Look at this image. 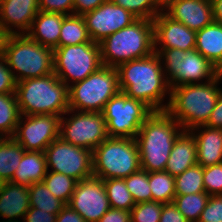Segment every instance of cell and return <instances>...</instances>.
I'll return each instance as SVG.
<instances>
[{"instance_id":"2e32d148","label":"cell","mask_w":222,"mask_h":222,"mask_svg":"<svg viewBox=\"0 0 222 222\" xmlns=\"http://www.w3.org/2000/svg\"><path fill=\"white\" fill-rule=\"evenodd\" d=\"M89 36L100 43L109 35L131 25L138 18L121 6L107 0L93 11L82 16Z\"/></svg>"},{"instance_id":"8fae6325","label":"cell","mask_w":222,"mask_h":222,"mask_svg":"<svg viewBox=\"0 0 222 222\" xmlns=\"http://www.w3.org/2000/svg\"><path fill=\"white\" fill-rule=\"evenodd\" d=\"M74 113V114H73ZM60 120V136L64 141L93 151L108 138L107 124L101 112L69 109Z\"/></svg>"},{"instance_id":"7a4b0ae2","label":"cell","mask_w":222,"mask_h":222,"mask_svg":"<svg viewBox=\"0 0 222 222\" xmlns=\"http://www.w3.org/2000/svg\"><path fill=\"white\" fill-rule=\"evenodd\" d=\"M222 72L210 82L186 84L170 88L166 111L182 126L190 131L205 125L220 94L219 82Z\"/></svg>"},{"instance_id":"4dcf8cb0","label":"cell","mask_w":222,"mask_h":222,"mask_svg":"<svg viewBox=\"0 0 222 222\" xmlns=\"http://www.w3.org/2000/svg\"><path fill=\"white\" fill-rule=\"evenodd\" d=\"M209 195L206 192L176 195L173 203L189 222H198L201 212L206 207Z\"/></svg>"},{"instance_id":"d4e9b609","label":"cell","mask_w":222,"mask_h":222,"mask_svg":"<svg viewBox=\"0 0 222 222\" xmlns=\"http://www.w3.org/2000/svg\"><path fill=\"white\" fill-rule=\"evenodd\" d=\"M46 173L44 152L25 151L11 182L29 187L33 183L42 182Z\"/></svg>"},{"instance_id":"ee69618b","label":"cell","mask_w":222,"mask_h":222,"mask_svg":"<svg viewBox=\"0 0 222 222\" xmlns=\"http://www.w3.org/2000/svg\"><path fill=\"white\" fill-rule=\"evenodd\" d=\"M98 222H131L130 211L110 208Z\"/></svg>"},{"instance_id":"277c9868","label":"cell","mask_w":222,"mask_h":222,"mask_svg":"<svg viewBox=\"0 0 222 222\" xmlns=\"http://www.w3.org/2000/svg\"><path fill=\"white\" fill-rule=\"evenodd\" d=\"M15 93L21 115L62 117L69 110V87L54 72L17 82Z\"/></svg>"},{"instance_id":"d6a6232c","label":"cell","mask_w":222,"mask_h":222,"mask_svg":"<svg viewBox=\"0 0 222 222\" xmlns=\"http://www.w3.org/2000/svg\"><path fill=\"white\" fill-rule=\"evenodd\" d=\"M111 208L131 211L135 202L121 178L103 180Z\"/></svg>"},{"instance_id":"44dd1931","label":"cell","mask_w":222,"mask_h":222,"mask_svg":"<svg viewBox=\"0 0 222 222\" xmlns=\"http://www.w3.org/2000/svg\"><path fill=\"white\" fill-rule=\"evenodd\" d=\"M29 208V188L11 181L6 182L0 191V216L7 220L1 222H21L18 221L19 217L24 218Z\"/></svg>"},{"instance_id":"5bb4252c","label":"cell","mask_w":222,"mask_h":222,"mask_svg":"<svg viewBox=\"0 0 222 222\" xmlns=\"http://www.w3.org/2000/svg\"><path fill=\"white\" fill-rule=\"evenodd\" d=\"M161 63L170 88L203 83L204 79L210 82L221 73L216 66L197 50L187 52L181 62Z\"/></svg>"},{"instance_id":"f546056e","label":"cell","mask_w":222,"mask_h":222,"mask_svg":"<svg viewBox=\"0 0 222 222\" xmlns=\"http://www.w3.org/2000/svg\"><path fill=\"white\" fill-rule=\"evenodd\" d=\"M149 186L152 194V201L163 204L172 203L176 196L175 178L164 171L149 172Z\"/></svg>"},{"instance_id":"4316f807","label":"cell","mask_w":222,"mask_h":222,"mask_svg":"<svg viewBox=\"0 0 222 222\" xmlns=\"http://www.w3.org/2000/svg\"><path fill=\"white\" fill-rule=\"evenodd\" d=\"M93 42L84 18L80 15H65L60 29L59 46L79 45Z\"/></svg>"},{"instance_id":"f1b7e54d","label":"cell","mask_w":222,"mask_h":222,"mask_svg":"<svg viewBox=\"0 0 222 222\" xmlns=\"http://www.w3.org/2000/svg\"><path fill=\"white\" fill-rule=\"evenodd\" d=\"M28 188L30 207L58 214L66 206L62 200L53 196L43 181L33 183Z\"/></svg>"},{"instance_id":"bcb514c9","label":"cell","mask_w":222,"mask_h":222,"mask_svg":"<svg viewBox=\"0 0 222 222\" xmlns=\"http://www.w3.org/2000/svg\"><path fill=\"white\" fill-rule=\"evenodd\" d=\"M205 125L209 128L222 129V89H220L215 107Z\"/></svg>"},{"instance_id":"681fc988","label":"cell","mask_w":222,"mask_h":222,"mask_svg":"<svg viewBox=\"0 0 222 222\" xmlns=\"http://www.w3.org/2000/svg\"><path fill=\"white\" fill-rule=\"evenodd\" d=\"M214 21L222 24V0H211Z\"/></svg>"},{"instance_id":"ac0fdd59","label":"cell","mask_w":222,"mask_h":222,"mask_svg":"<svg viewBox=\"0 0 222 222\" xmlns=\"http://www.w3.org/2000/svg\"><path fill=\"white\" fill-rule=\"evenodd\" d=\"M38 12L39 0H2L0 26L8 34H26Z\"/></svg>"},{"instance_id":"f907efd6","label":"cell","mask_w":222,"mask_h":222,"mask_svg":"<svg viewBox=\"0 0 222 222\" xmlns=\"http://www.w3.org/2000/svg\"><path fill=\"white\" fill-rule=\"evenodd\" d=\"M9 34L0 26V58L4 57L5 44Z\"/></svg>"},{"instance_id":"e575fe53","label":"cell","mask_w":222,"mask_h":222,"mask_svg":"<svg viewBox=\"0 0 222 222\" xmlns=\"http://www.w3.org/2000/svg\"><path fill=\"white\" fill-rule=\"evenodd\" d=\"M124 180L135 204L152 201L149 173L147 171L140 168L138 171L124 178Z\"/></svg>"},{"instance_id":"52a82bcc","label":"cell","mask_w":222,"mask_h":222,"mask_svg":"<svg viewBox=\"0 0 222 222\" xmlns=\"http://www.w3.org/2000/svg\"><path fill=\"white\" fill-rule=\"evenodd\" d=\"M93 176L124 179L140 167L136 138L108 137L92 151Z\"/></svg>"},{"instance_id":"7bdbcfd3","label":"cell","mask_w":222,"mask_h":222,"mask_svg":"<svg viewBox=\"0 0 222 222\" xmlns=\"http://www.w3.org/2000/svg\"><path fill=\"white\" fill-rule=\"evenodd\" d=\"M56 217L57 214L30 207L24 215L23 222H56Z\"/></svg>"},{"instance_id":"9c48e42d","label":"cell","mask_w":222,"mask_h":222,"mask_svg":"<svg viewBox=\"0 0 222 222\" xmlns=\"http://www.w3.org/2000/svg\"><path fill=\"white\" fill-rule=\"evenodd\" d=\"M101 66L99 43L85 42L54 49V73L68 87L72 82L84 80Z\"/></svg>"},{"instance_id":"9a60e30c","label":"cell","mask_w":222,"mask_h":222,"mask_svg":"<svg viewBox=\"0 0 222 222\" xmlns=\"http://www.w3.org/2000/svg\"><path fill=\"white\" fill-rule=\"evenodd\" d=\"M67 205L86 222H98L111 208L103 180L94 176L77 182Z\"/></svg>"},{"instance_id":"7c38bea8","label":"cell","mask_w":222,"mask_h":222,"mask_svg":"<svg viewBox=\"0 0 222 222\" xmlns=\"http://www.w3.org/2000/svg\"><path fill=\"white\" fill-rule=\"evenodd\" d=\"M47 170L65 174L77 181L93 176L92 151L58 137L44 151Z\"/></svg>"},{"instance_id":"3957f363","label":"cell","mask_w":222,"mask_h":222,"mask_svg":"<svg viewBox=\"0 0 222 222\" xmlns=\"http://www.w3.org/2000/svg\"><path fill=\"white\" fill-rule=\"evenodd\" d=\"M182 126L166 111H154L136 136L140 167L149 172L164 171Z\"/></svg>"},{"instance_id":"f6af8a7d","label":"cell","mask_w":222,"mask_h":222,"mask_svg":"<svg viewBox=\"0 0 222 222\" xmlns=\"http://www.w3.org/2000/svg\"><path fill=\"white\" fill-rule=\"evenodd\" d=\"M107 0H74V13L75 15L83 16L99 7Z\"/></svg>"},{"instance_id":"484cf974","label":"cell","mask_w":222,"mask_h":222,"mask_svg":"<svg viewBox=\"0 0 222 222\" xmlns=\"http://www.w3.org/2000/svg\"><path fill=\"white\" fill-rule=\"evenodd\" d=\"M25 150L13 137L0 138V178L10 182Z\"/></svg>"},{"instance_id":"60d3db41","label":"cell","mask_w":222,"mask_h":222,"mask_svg":"<svg viewBox=\"0 0 222 222\" xmlns=\"http://www.w3.org/2000/svg\"><path fill=\"white\" fill-rule=\"evenodd\" d=\"M17 81L4 57L0 58V94L15 93Z\"/></svg>"},{"instance_id":"d6986e66","label":"cell","mask_w":222,"mask_h":222,"mask_svg":"<svg viewBox=\"0 0 222 222\" xmlns=\"http://www.w3.org/2000/svg\"><path fill=\"white\" fill-rule=\"evenodd\" d=\"M172 19L189 29L199 31L214 22L210 0H175L163 9Z\"/></svg>"},{"instance_id":"836d02e7","label":"cell","mask_w":222,"mask_h":222,"mask_svg":"<svg viewBox=\"0 0 222 222\" xmlns=\"http://www.w3.org/2000/svg\"><path fill=\"white\" fill-rule=\"evenodd\" d=\"M49 171L47 170L46 176L43 178L44 184L54 197L62 200L67 205L78 181L65 174L53 171L49 173Z\"/></svg>"},{"instance_id":"7402d4cb","label":"cell","mask_w":222,"mask_h":222,"mask_svg":"<svg viewBox=\"0 0 222 222\" xmlns=\"http://www.w3.org/2000/svg\"><path fill=\"white\" fill-rule=\"evenodd\" d=\"M65 14L39 11L26 33L32 40L52 49L59 47L60 29Z\"/></svg>"},{"instance_id":"816d5d0a","label":"cell","mask_w":222,"mask_h":222,"mask_svg":"<svg viewBox=\"0 0 222 222\" xmlns=\"http://www.w3.org/2000/svg\"><path fill=\"white\" fill-rule=\"evenodd\" d=\"M175 0H157L159 6L164 9L165 7H167L171 2H173Z\"/></svg>"},{"instance_id":"f35d334b","label":"cell","mask_w":222,"mask_h":222,"mask_svg":"<svg viewBox=\"0 0 222 222\" xmlns=\"http://www.w3.org/2000/svg\"><path fill=\"white\" fill-rule=\"evenodd\" d=\"M198 222H222V195L209 196Z\"/></svg>"},{"instance_id":"ffe728a7","label":"cell","mask_w":222,"mask_h":222,"mask_svg":"<svg viewBox=\"0 0 222 222\" xmlns=\"http://www.w3.org/2000/svg\"><path fill=\"white\" fill-rule=\"evenodd\" d=\"M189 132L196 141L197 162L199 165L205 168L222 163V129L201 125L192 128Z\"/></svg>"},{"instance_id":"cb8c5ba5","label":"cell","mask_w":222,"mask_h":222,"mask_svg":"<svg viewBox=\"0 0 222 222\" xmlns=\"http://www.w3.org/2000/svg\"><path fill=\"white\" fill-rule=\"evenodd\" d=\"M195 50L222 72V24L214 21L197 31Z\"/></svg>"},{"instance_id":"f5cc1de1","label":"cell","mask_w":222,"mask_h":222,"mask_svg":"<svg viewBox=\"0 0 222 222\" xmlns=\"http://www.w3.org/2000/svg\"><path fill=\"white\" fill-rule=\"evenodd\" d=\"M5 183L6 182L0 178V191L3 189Z\"/></svg>"},{"instance_id":"ab89813d","label":"cell","mask_w":222,"mask_h":222,"mask_svg":"<svg viewBox=\"0 0 222 222\" xmlns=\"http://www.w3.org/2000/svg\"><path fill=\"white\" fill-rule=\"evenodd\" d=\"M39 11L71 15L74 13V0H39Z\"/></svg>"},{"instance_id":"83f0119b","label":"cell","mask_w":222,"mask_h":222,"mask_svg":"<svg viewBox=\"0 0 222 222\" xmlns=\"http://www.w3.org/2000/svg\"><path fill=\"white\" fill-rule=\"evenodd\" d=\"M20 118L16 93L0 94V138L13 137Z\"/></svg>"},{"instance_id":"6da1fadb","label":"cell","mask_w":222,"mask_h":222,"mask_svg":"<svg viewBox=\"0 0 222 222\" xmlns=\"http://www.w3.org/2000/svg\"><path fill=\"white\" fill-rule=\"evenodd\" d=\"M117 72L120 91L145 103L153 111L166 110L168 104L163 102L166 94L170 96V87L156 52L120 64Z\"/></svg>"},{"instance_id":"e0dca14e","label":"cell","mask_w":222,"mask_h":222,"mask_svg":"<svg viewBox=\"0 0 222 222\" xmlns=\"http://www.w3.org/2000/svg\"><path fill=\"white\" fill-rule=\"evenodd\" d=\"M153 25L154 49L176 48L188 52L195 50L196 31L172 19L165 11H161L154 18Z\"/></svg>"},{"instance_id":"ba28073f","label":"cell","mask_w":222,"mask_h":222,"mask_svg":"<svg viewBox=\"0 0 222 222\" xmlns=\"http://www.w3.org/2000/svg\"><path fill=\"white\" fill-rule=\"evenodd\" d=\"M119 91L117 68L103 65L69 86V109L102 113L107 101Z\"/></svg>"},{"instance_id":"603a6c76","label":"cell","mask_w":222,"mask_h":222,"mask_svg":"<svg viewBox=\"0 0 222 222\" xmlns=\"http://www.w3.org/2000/svg\"><path fill=\"white\" fill-rule=\"evenodd\" d=\"M196 164V141L189 131H183L173 144L165 171L175 177Z\"/></svg>"},{"instance_id":"4fadbf2b","label":"cell","mask_w":222,"mask_h":222,"mask_svg":"<svg viewBox=\"0 0 222 222\" xmlns=\"http://www.w3.org/2000/svg\"><path fill=\"white\" fill-rule=\"evenodd\" d=\"M60 120L52 114L21 115L13 138L25 151L44 152L60 136Z\"/></svg>"},{"instance_id":"7dc6e473","label":"cell","mask_w":222,"mask_h":222,"mask_svg":"<svg viewBox=\"0 0 222 222\" xmlns=\"http://www.w3.org/2000/svg\"><path fill=\"white\" fill-rule=\"evenodd\" d=\"M154 52H156L159 55L161 62H178V61L181 62L188 51H183L174 48V49H154Z\"/></svg>"},{"instance_id":"5b68a950","label":"cell","mask_w":222,"mask_h":222,"mask_svg":"<svg viewBox=\"0 0 222 222\" xmlns=\"http://www.w3.org/2000/svg\"><path fill=\"white\" fill-rule=\"evenodd\" d=\"M104 66L117 68L120 64L154 53L153 20L137 19L99 43Z\"/></svg>"},{"instance_id":"b9f144b4","label":"cell","mask_w":222,"mask_h":222,"mask_svg":"<svg viewBox=\"0 0 222 222\" xmlns=\"http://www.w3.org/2000/svg\"><path fill=\"white\" fill-rule=\"evenodd\" d=\"M159 222H189L174 203L163 204Z\"/></svg>"},{"instance_id":"1f68e13d","label":"cell","mask_w":222,"mask_h":222,"mask_svg":"<svg viewBox=\"0 0 222 222\" xmlns=\"http://www.w3.org/2000/svg\"><path fill=\"white\" fill-rule=\"evenodd\" d=\"M175 178L176 195L197 194L205 192L203 182V167L196 164L186 169Z\"/></svg>"},{"instance_id":"8d00e7d4","label":"cell","mask_w":222,"mask_h":222,"mask_svg":"<svg viewBox=\"0 0 222 222\" xmlns=\"http://www.w3.org/2000/svg\"><path fill=\"white\" fill-rule=\"evenodd\" d=\"M162 207L158 201L136 203L130 211L131 222H159Z\"/></svg>"},{"instance_id":"d590c367","label":"cell","mask_w":222,"mask_h":222,"mask_svg":"<svg viewBox=\"0 0 222 222\" xmlns=\"http://www.w3.org/2000/svg\"><path fill=\"white\" fill-rule=\"evenodd\" d=\"M111 2L121 6L123 9L131 12L138 19L154 18L163 9L159 6L157 0H110Z\"/></svg>"},{"instance_id":"74e56055","label":"cell","mask_w":222,"mask_h":222,"mask_svg":"<svg viewBox=\"0 0 222 222\" xmlns=\"http://www.w3.org/2000/svg\"><path fill=\"white\" fill-rule=\"evenodd\" d=\"M205 192L209 195H222V163L203 168Z\"/></svg>"},{"instance_id":"30bf717a","label":"cell","mask_w":222,"mask_h":222,"mask_svg":"<svg viewBox=\"0 0 222 222\" xmlns=\"http://www.w3.org/2000/svg\"><path fill=\"white\" fill-rule=\"evenodd\" d=\"M154 111L145 103L119 91L103 109L109 137L136 138L142 124Z\"/></svg>"},{"instance_id":"c3c4849f","label":"cell","mask_w":222,"mask_h":222,"mask_svg":"<svg viewBox=\"0 0 222 222\" xmlns=\"http://www.w3.org/2000/svg\"><path fill=\"white\" fill-rule=\"evenodd\" d=\"M56 222H86L80 214L66 205L56 217Z\"/></svg>"},{"instance_id":"8992f818","label":"cell","mask_w":222,"mask_h":222,"mask_svg":"<svg viewBox=\"0 0 222 222\" xmlns=\"http://www.w3.org/2000/svg\"><path fill=\"white\" fill-rule=\"evenodd\" d=\"M4 58L17 82L54 72V49L42 46L27 34H9Z\"/></svg>"}]
</instances>
